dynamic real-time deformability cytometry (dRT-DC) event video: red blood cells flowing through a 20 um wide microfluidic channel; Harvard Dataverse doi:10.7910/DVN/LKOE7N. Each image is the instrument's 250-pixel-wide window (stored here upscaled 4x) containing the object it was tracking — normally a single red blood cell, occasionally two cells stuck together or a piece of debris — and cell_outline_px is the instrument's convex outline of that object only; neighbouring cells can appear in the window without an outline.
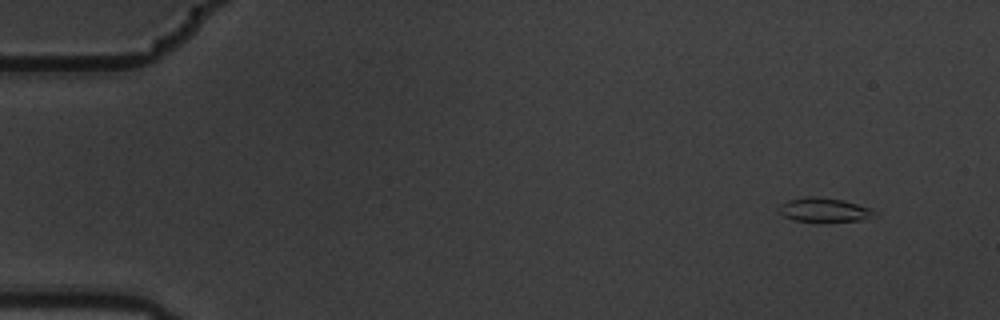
{"species": "common noctule bat (a hibernating species)", "species_latin": "Nyctalus noctula", "temperature_condition": "warm", "stored_images_in_passage": 6, "camera_frame_rate_fps": 3000, "um_per_image_px": 0.085, "animal": {"sex": "male", "body_mass_g": 19.5, "forearm_length_mm": 54.6}, "frame": {"image": 1, "passage_image": 1, "time_ms": 0.0, "image_size_px": [1000, 320], "cell_outline_px": [[876, 216], [860, 220], [792, 220], [784, 216], [776, 208], [776, 204], [788, 200], [808, 196], [816, 196], [844, 200], [872, 208], [876, 212]], "centroid_in_image_um": [70.02, 17.8], "position_along_channel_um": 15.0, "area_um2": 13.29}}
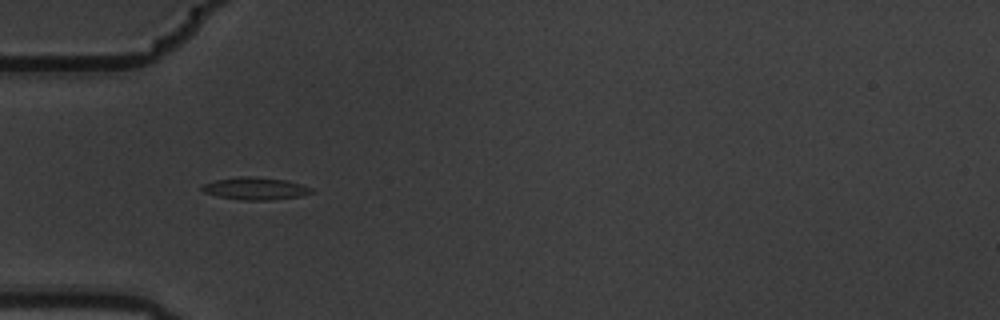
{"frame": {"image": 2, "passage_image": 5, "time_ms": 1.333, "image_size_px": [1000, 320], "cell_outline_px": [[312, 192], [300, 196], [268, 200], [240, 200], [216, 196], [204, 192], [200, 188], [204, 184], [216, 180], [240, 176], [252, 176], [288, 180], [312, 188]], "centroid_in_image_um": [21.68, 16.02], "position_along_channel_um": 63.3, "area_um2": 14.22}}
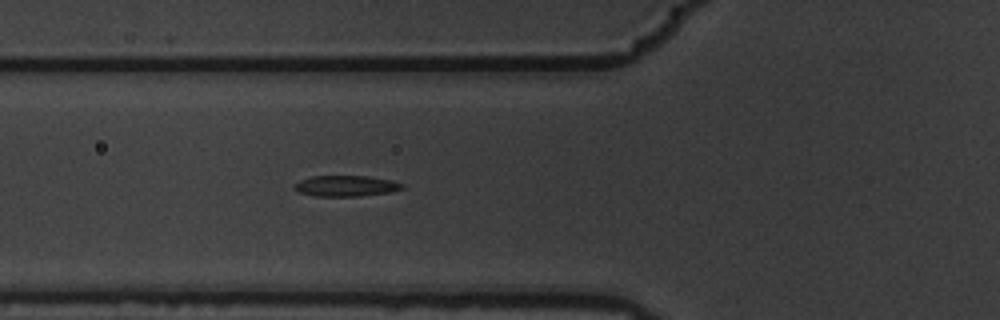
{"frame": {"image": 3, "passage_image": 6, "time_ms": 1.667, "image_size_px": [1000, 320], "cell_outline_px": [[404, 188], [388, 192], [360, 196], [316, 196], [300, 192], [292, 188], [300, 180], [312, 176], [368, 176], [392, 180], [404, 184]], "centroid_in_image_um": [29.42, 15.8], "position_along_channel_um": 96.4, "area_um2": 13.01}}